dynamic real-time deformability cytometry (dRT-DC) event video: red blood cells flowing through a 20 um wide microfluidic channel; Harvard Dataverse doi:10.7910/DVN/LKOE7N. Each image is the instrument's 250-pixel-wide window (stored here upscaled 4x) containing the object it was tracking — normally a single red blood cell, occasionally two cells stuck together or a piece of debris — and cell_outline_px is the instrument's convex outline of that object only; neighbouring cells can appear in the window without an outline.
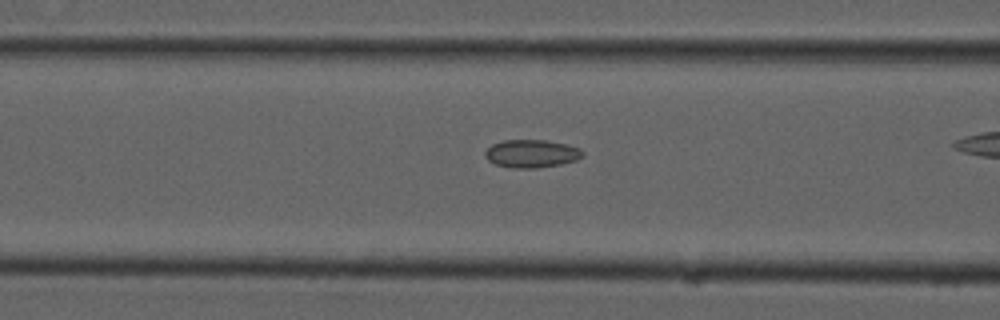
{"species": "common noctule bat (a hibernating species)", "species_latin": "Nyctalus noctula", "temperature_condition": "cold", "stored_images_in_passage": 35, "camera_frame_rate_fps": 3000, "um_per_image_px": 0.085, "animal": {"sex": "male", "forearm_length_mm": 52.5}, "frame": {"image": 1, "passage_image": 13, "time_ms": 4.0, "image_size_px": [1000, 320], "cell_outline_px": [[584, 156], [576, 160], [560, 164], [536, 168], [512, 168], [496, 164], [488, 160], [484, 156], [484, 152], [492, 144], [504, 140], [544, 140], [564, 144], [580, 148], [584, 152]], "centroid_in_image_um": [45.17, 13.06], "position_along_channel_um": 121.4, "area_um2": 15.84}}
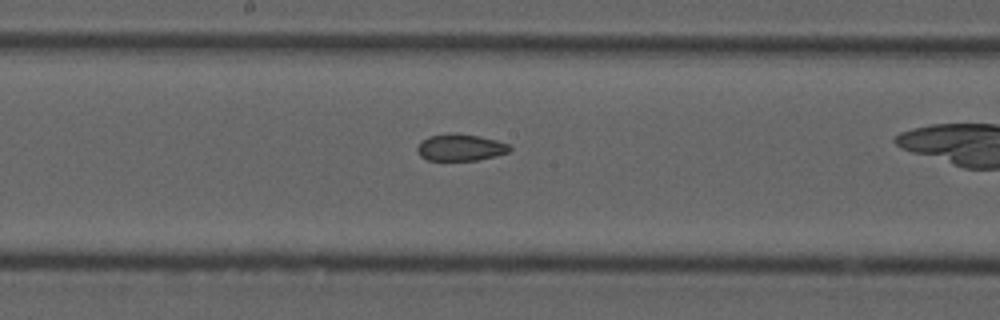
{"frame": {"image": 2, "passage_image": 20, "time_ms": 6.333, "image_size_px": [1000, 320], "cell_outline_px": [[512, 148], [508, 152], [496, 156], [476, 160], [428, 160], [420, 156], [416, 148], [428, 136], [480, 136], [496, 140], [508, 144]], "centroid_in_image_um": [39.18, 12.58], "position_along_channel_um": 209.0, "area_um2": 13.64}}
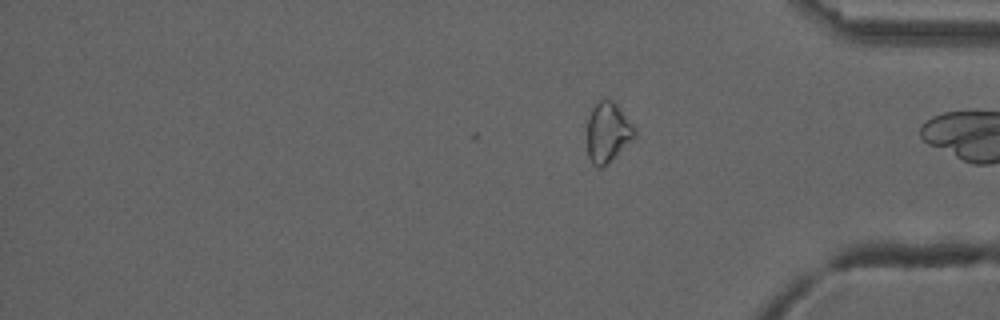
{"frame": {"image": 3, "passage_image": 35, "time_ms": 11.333, "image_size_px": [1000, 320], "cell_outline_px": [[636, 136], [604, 168], [596, 168], [592, 164], [588, 156], [588, 116], [592, 108], [600, 100], [612, 100], [616, 104], [636, 128]], "centroid_in_image_um": [51.66, 11.29], "position_along_channel_um": 383.5, "area_um2": 16.65}, "authors_computed_cell_mechanics": {"area_um2": 15.2592, "velocity_mm_per_s": 3.7518, "shape_relaxation_time_tau1_ms": null, "shape_relaxation_time_tau2_ms": 2.5136, "deformation_change_tau1": null, "deformation_change_tau2": 0.0792}}